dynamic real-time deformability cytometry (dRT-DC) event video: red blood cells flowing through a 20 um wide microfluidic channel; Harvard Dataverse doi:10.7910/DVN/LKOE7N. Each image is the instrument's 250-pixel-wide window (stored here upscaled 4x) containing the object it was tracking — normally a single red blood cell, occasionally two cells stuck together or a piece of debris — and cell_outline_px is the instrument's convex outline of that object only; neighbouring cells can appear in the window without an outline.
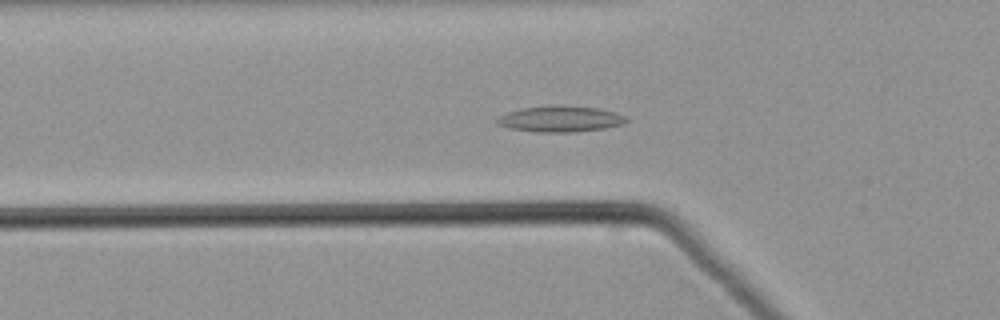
{"species": "common noctule bat (a hibernating species)", "species_latin": "Nyctalus noctula", "temperature_condition": "warm", "stored_images_in_passage": 54, "camera_frame_rate_fps": 3000, "um_per_image_px": 0.085, "animal": {"sex": "male", "body_mass_g": 21.5, "forearm_length_mm": 52.0}, "frame": {"image": 1, "passage_image": 19, "time_ms": 6.0, "image_size_px": [1000, 320], "cell_outline_px": [[628, 120], [624, 124], [604, 128], [576, 132], [536, 132], [508, 128], [496, 124], [496, 120], [500, 116], [508, 112], [520, 108], [600, 108], [616, 112], [624, 116]], "centroid_in_image_um": [47.63, 10.16], "position_along_channel_um": 78.2, "area_um2": 18.73}}
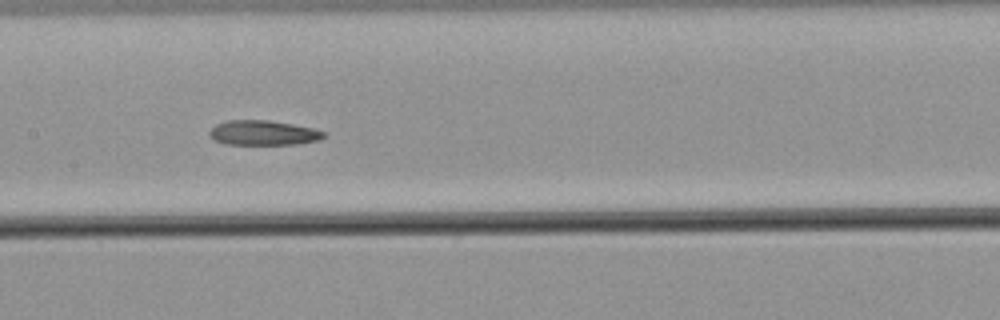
{"frame": {"image": 2, "passage_image": 27, "time_ms": 8.667, "image_size_px": [1000, 320], "cell_outline_px": [[328, 136], [320, 140], [296, 144], [228, 144], [212, 140], [208, 136], [208, 132], [216, 124], [228, 120], [268, 120], [292, 124], [312, 128], [324, 132]], "centroid_in_image_um": [22.36, 11.29], "position_along_channel_um": 185.0, "area_um2": 16.59}}
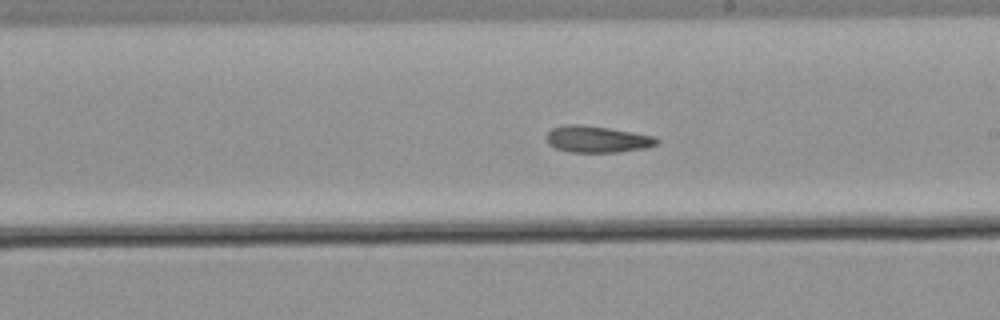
{"frame": {"image": 3, "passage_image": 31, "time_ms": 10.0, "image_size_px": [1000, 320], "cell_outline_px": [[660, 140], [656, 144], [644, 148], [620, 152], [568, 152], [556, 148], [548, 144], [548, 132], [552, 128], [564, 124], [580, 124], [608, 128], [632, 132], [652, 136]], "centroid_in_image_um": [50.73, 11.83], "position_along_channel_um": 238.3, "area_um2": 16.94}}